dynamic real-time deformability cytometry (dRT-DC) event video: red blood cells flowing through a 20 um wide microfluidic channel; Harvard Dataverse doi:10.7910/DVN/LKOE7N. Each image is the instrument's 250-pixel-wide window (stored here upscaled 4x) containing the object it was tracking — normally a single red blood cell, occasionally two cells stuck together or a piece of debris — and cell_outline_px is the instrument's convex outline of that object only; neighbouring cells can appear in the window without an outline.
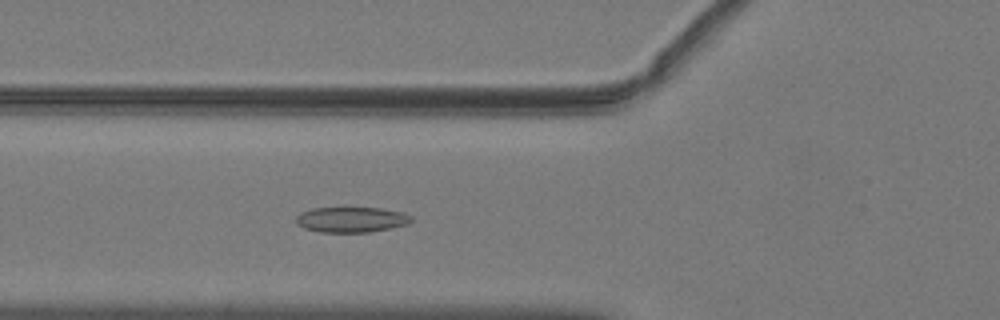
{"species": "common noctule bat (a hibernating species)", "species_latin": "Nyctalus noctula", "temperature_condition": "warm", "stored_images_in_passage": 51, "camera_frame_rate_fps": 3000, "um_per_image_px": 0.085, "animal": {"sex": "male", "body_mass_g": 19.2, "forearm_length_mm": 51.8}, "frame": {"image": 1, "passage_image": 19, "time_ms": 6.0, "image_size_px": [1000, 320], "cell_outline_px": [[412, 220], [408, 224], [392, 228], [368, 232], [320, 232], [304, 228], [296, 224], [296, 216], [300, 212], [312, 208], [344, 204], [380, 208], [404, 212], [412, 216]], "centroid_in_image_um": [29.84, 18.6], "position_along_channel_um": 96.0, "area_um2": 18.15}}
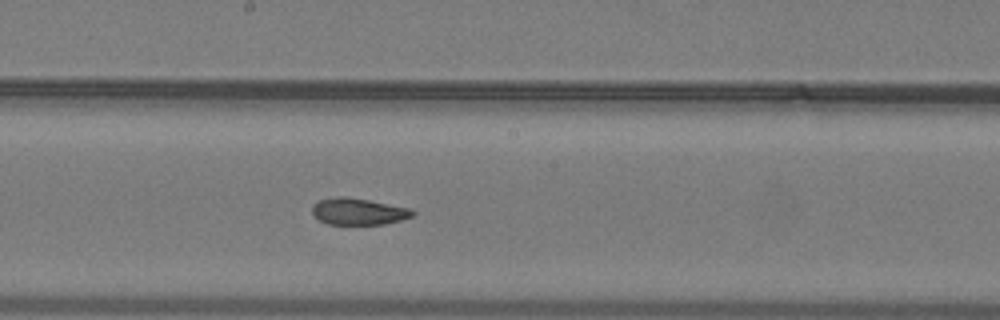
{"frame": {"image": 2, "passage_image": 28, "time_ms": 9.0, "image_size_px": [1000, 320], "cell_outline_px": [[416, 212], [412, 216], [400, 220], [384, 224], [328, 224], [320, 220], [312, 212], [312, 204], [320, 200], [336, 196], [344, 196], [368, 200], [412, 208]], "centroid_in_image_um": [30.47, 17.97], "position_along_channel_um": 217.7, "area_um2": 15.55}}
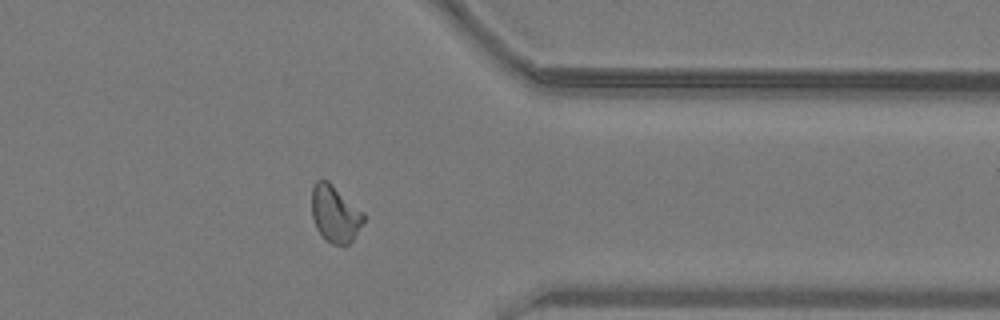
{"frame": {"image": 3, "passage_image": 41, "time_ms": 13.333, "image_size_px": [1000, 320], "cell_outline_px": [[364, 220], [352, 240], [348, 244], [332, 244], [324, 240], [316, 228], [312, 216], [312, 188], [316, 180], [328, 180], [364, 212]], "centroid_in_image_um": [28.46, 18.17], "position_along_channel_um": 382.9, "area_um2": 17.17}, "authors_computed_cell_mechanics": {"area_um2": 17.2822, "velocity_mm_per_s": 4.0401, "shape_relaxation_time_tau1_ms": null, "shape_relaxation_time_tau2_ms": 1.5384, "deformation_change_tau1": null, "deformation_change_tau2": 0.0765}}